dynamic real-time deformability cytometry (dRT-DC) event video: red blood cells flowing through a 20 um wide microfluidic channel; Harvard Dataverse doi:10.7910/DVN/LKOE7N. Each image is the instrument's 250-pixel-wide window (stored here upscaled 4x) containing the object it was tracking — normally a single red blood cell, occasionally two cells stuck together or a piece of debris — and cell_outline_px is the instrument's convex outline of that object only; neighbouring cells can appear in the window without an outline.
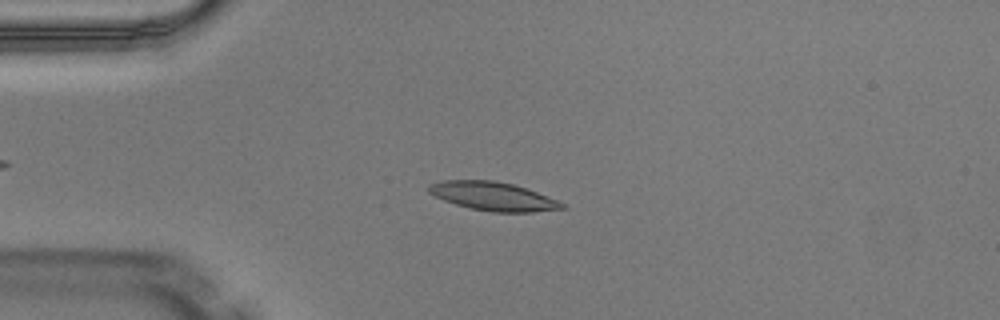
{"species": "Egyptian fruit bat (a non-hibernating species)", "species_latin": "Rousettus aegyptiacus", "temperature_condition": "warm", "stored_images_in_passage": 6, "camera_frame_rate_fps": 3000, "um_per_image_px": 0.085, "animal": {"sex": "male"}, "frame": {"image": 1, "passage_image": 3, "time_ms": 0.667, "image_size_px": [1000, 320], "cell_outline_px": [[568, 208], [532, 212], [492, 212], [472, 208], [456, 204], [444, 200], [428, 192], [428, 184], [444, 180], [496, 180], [512, 184], [536, 192], [556, 200], [564, 204]], "centroid_in_image_um": [41.9, 16.68], "position_along_channel_um": 43.1, "area_um2": 21.96}}